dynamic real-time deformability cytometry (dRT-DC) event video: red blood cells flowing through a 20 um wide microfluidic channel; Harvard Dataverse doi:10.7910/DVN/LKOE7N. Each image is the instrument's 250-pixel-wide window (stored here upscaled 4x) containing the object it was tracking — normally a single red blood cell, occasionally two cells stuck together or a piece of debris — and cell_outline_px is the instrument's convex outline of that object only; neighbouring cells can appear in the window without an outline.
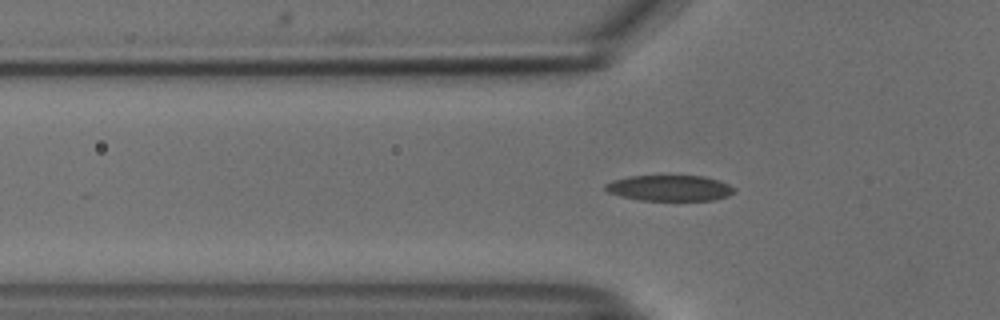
{"species": "common noctule bat (a hibernating species)", "species_latin": "Nyctalus noctula", "temperature_condition": "cold", "stored_images_in_passage": 37, "camera_frame_rate_fps": 3000, "um_per_image_px": 0.085, "animal": {"sex": "male", "body_mass_g": 18.8}, "frame": {"image": 1, "passage_image": 3, "time_ms": 0.667, "image_size_px": [1000, 320], "cell_outline_px": [[736, 192], [728, 196], [716, 200], [640, 200], [620, 196], [608, 192], [604, 188], [604, 184], [612, 180], [628, 176], [704, 176], [728, 184], [736, 188]], "centroid_in_image_um": [56.92, 15.99], "position_along_channel_um": 68.9, "area_um2": 19.42}}
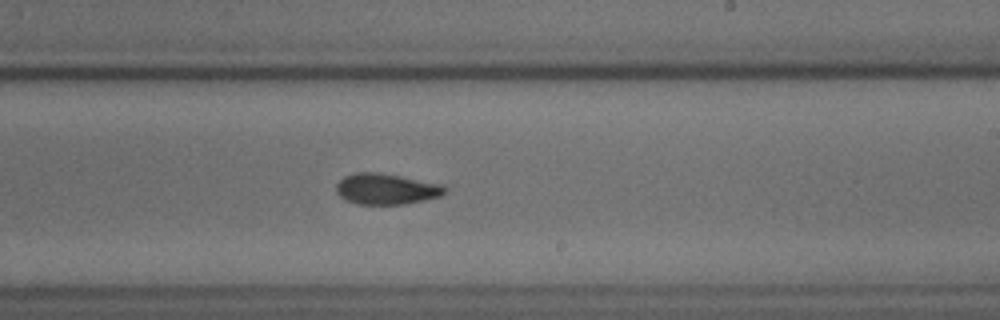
{"frame": {"image": 2, "passage_image": 18, "time_ms": 5.667, "image_size_px": [1000, 320], "cell_outline_px": [[448, 188], [440, 196], [424, 200], [404, 204], [356, 204], [340, 196], [336, 192], [336, 184], [344, 176], [356, 172], [376, 172], [400, 176], [444, 184]], "centroid_in_image_um": [32.84, 16.05], "position_along_channel_um": 256.2, "area_um2": 19.54}}
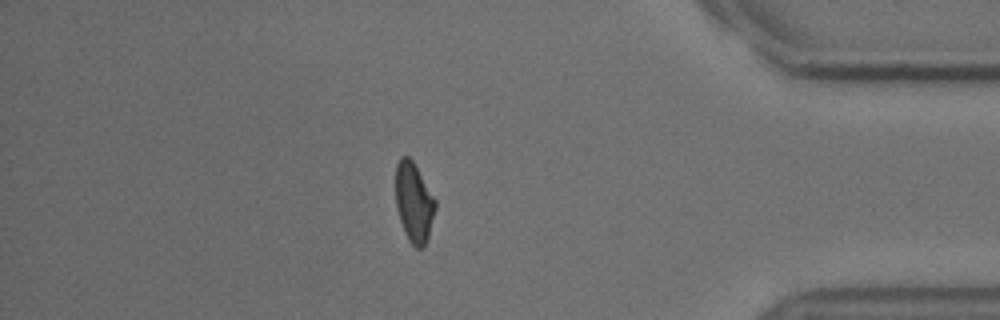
{"frame": {"image": 3, "passage_image": 32, "time_ms": 10.333, "image_size_px": [1000, 320], "cell_outline_px": [[436, 208], [428, 236], [424, 244], [420, 248], [416, 248], [408, 240], [404, 232], [396, 208], [396, 164], [400, 156], [408, 156], [412, 160], [436, 200]], "centroid_in_image_um": [35.17, 17.19], "position_along_channel_um": 400.0, "area_um2": 18.26}, "authors_computed_cell_mechanics": {"area_um2": 19.363, "velocity_mm_per_s": 3.7401, "shape_relaxation_time_tau1_ms": 6.0284, "shape_relaxation_time_tau2_ms": 2.8065, "deformation_change_tau1": 0.1357, "deformation_change_tau2": 0.0847}}